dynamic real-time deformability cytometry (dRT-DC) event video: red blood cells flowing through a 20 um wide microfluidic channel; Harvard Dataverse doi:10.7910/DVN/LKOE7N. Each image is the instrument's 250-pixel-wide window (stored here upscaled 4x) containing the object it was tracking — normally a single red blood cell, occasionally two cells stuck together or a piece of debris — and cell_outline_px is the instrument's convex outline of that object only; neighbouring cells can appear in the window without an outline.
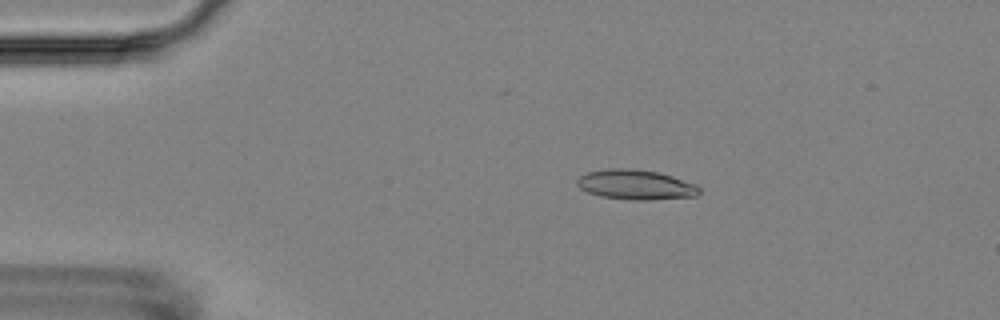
{"species": "Egyptian fruit bat (a non-hibernating species)", "species_latin": "Rousettus aegyptiacus", "temperature_condition": "room temperature", "stored_images_in_passage": 5, "camera_frame_rate_fps": 3000, "um_per_image_px": 0.085, "animal": {"sex": "female"}, "frame": {"image": 1, "passage_image": 4, "time_ms": 3.333, "image_size_px": [1000, 320], "cell_outline_px": [[700, 192], [696, 196], [648, 200], [628, 200], [600, 196], [588, 192], [580, 188], [576, 184], [576, 180], [580, 176], [588, 172], [604, 168], [632, 168], [656, 172], [672, 176], [696, 184], [700, 188]], "centroid_in_image_um": [54.01, 15.7], "position_along_channel_um": 31.0, "area_um2": 21.39}}